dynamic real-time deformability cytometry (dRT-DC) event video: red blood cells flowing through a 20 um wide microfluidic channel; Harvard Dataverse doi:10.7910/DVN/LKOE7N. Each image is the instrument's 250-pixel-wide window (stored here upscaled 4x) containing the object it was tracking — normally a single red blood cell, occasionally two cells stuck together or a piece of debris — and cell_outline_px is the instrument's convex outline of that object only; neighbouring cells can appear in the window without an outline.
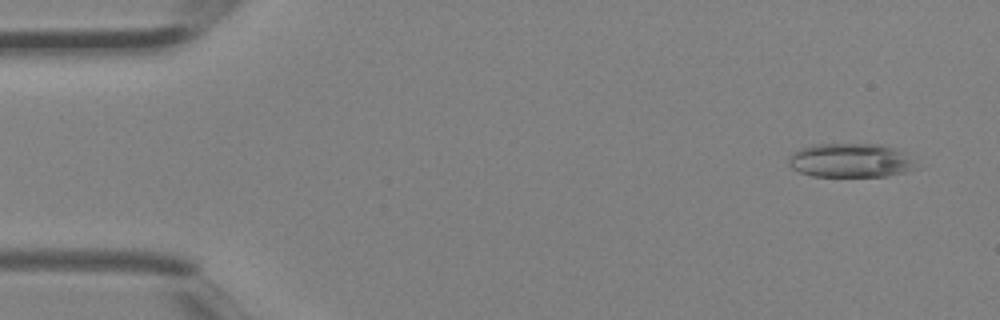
{"species": "Egyptian fruit bat (a non-hibernating species)", "species_latin": "Rousettus aegyptiacus", "temperature_condition": "room temperature", "stored_images_in_passage": 4, "camera_frame_rate_fps": 3000, "um_per_image_px": 0.085, "animal": {"sex": "female"}, "frame": {"image": 1, "passage_image": 1, "time_ms": 0.0, "image_size_px": [1000, 320], "cell_outline_px": [[912, 168], [904, 172], [884, 176], [812, 176], [800, 172], [792, 168], [788, 164], [788, 156], [792, 152], [800, 148], [812, 144], [880, 144], [892, 148], [900, 152], [912, 164]], "centroid_in_image_um": [72.12, 13.63], "position_along_channel_um": 12.9, "area_um2": 24.68}}
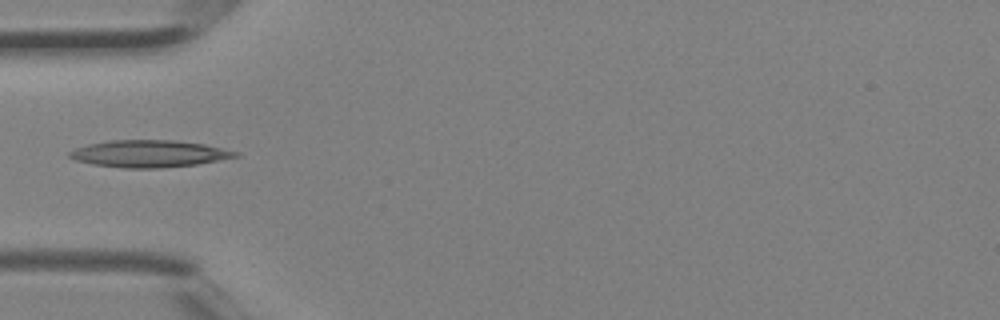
{"frame": {"image": 2, "passage_image": 4, "time_ms": 1.0, "image_size_px": [1000, 320], "cell_outline_px": [[240, 156], [220, 160], [196, 164], [160, 168], [124, 168], [92, 164], [76, 160], [68, 156], [68, 152], [76, 148], [88, 144], [112, 140], [176, 140], [204, 144], [240, 152]], "centroid_in_image_um": [12.69, 13.06], "position_along_channel_um": 72.3, "area_um2": 26.13}}